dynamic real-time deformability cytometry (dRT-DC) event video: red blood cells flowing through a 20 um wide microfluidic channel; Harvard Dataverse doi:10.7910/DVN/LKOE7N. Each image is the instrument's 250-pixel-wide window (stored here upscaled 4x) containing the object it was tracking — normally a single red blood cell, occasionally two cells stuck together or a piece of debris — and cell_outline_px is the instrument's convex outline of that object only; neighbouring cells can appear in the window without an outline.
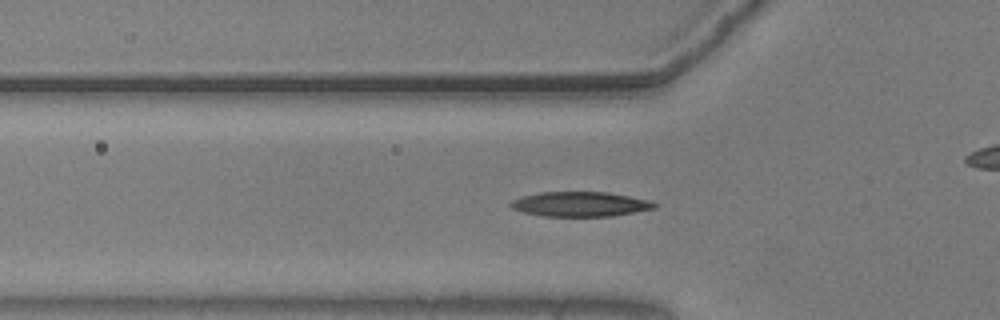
{"species": "common noctule bat (a hibernating species)", "species_latin": "Nyctalus noctula", "temperature_condition": "warm", "stored_images_in_passage": 44, "camera_frame_rate_fps": 3000, "um_per_image_px": 0.085, "animal": {"sex": "male", "body_mass_g": 20.5, "forearm_length_mm": 52.5}, "frame": {"image": 1, "passage_image": 6, "time_ms": 1.667, "image_size_px": [1000, 320], "cell_outline_px": [[660, 204], [656, 208], [612, 216], [544, 216], [524, 212], [512, 208], [508, 204], [512, 200], [524, 196], [540, 192], [608, 192], [652, 200]], "centroid_in_image_um": [49.38, 17.35], "position_along_channel_um": 76.4, "area_um2": 20.81}}
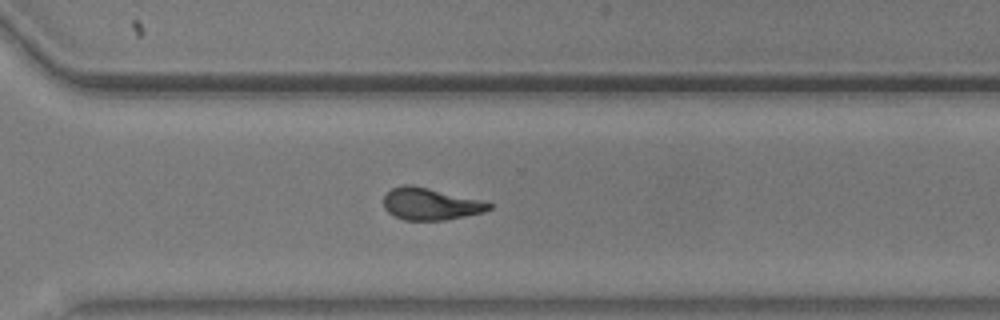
{"frame": {"image": 2, "passage_image": 27, "time_ms": 8.667, "image_size_px": [1000, 320], "cell_outline_px": [[492, 208], [484, 212], [444, 220], [404, 220], [388, 212], [384, 208], [384, 196], [392, 188], [404, 184], [412, 184], [488, 200], [492, 204]], "centroid_in_image_um": [36.65, 17.31], "position_along_channel_um": 333.9, "area_um2": 20.06}}
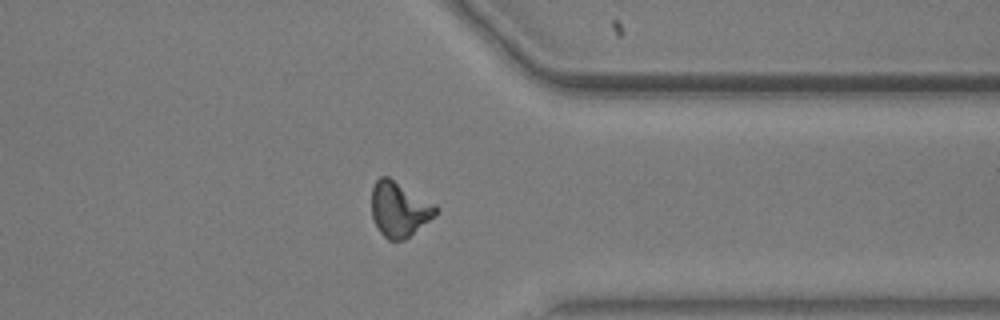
{"frame": {"image": 3, "passage_image": 31, "time_ms": 10.0, "image_size_px": [1000, 320], "cell_outline_px": [[436, 216], [404, 240], [388, 240], [380, 232], [372, 216], [372, 188], [376, 180], [380, 176], [388, 176], [436, 204]], "centroid_in_image_um": [33.94, 17.78], "position_along_channel_um": 377.5, "area_um2": 20.52}, "authors_computed_cell_mechanics": {"area_um2": 19.9121, "velocity_mm_per_s": 3.6675, "shape_relaxation_time_tau1_ms": 4.7682, "shape_relaxation_time_tau2_ms": 2.9674, "deformation_change_tau1": 0.193, "deformation_change_tau2": 0.1136}}